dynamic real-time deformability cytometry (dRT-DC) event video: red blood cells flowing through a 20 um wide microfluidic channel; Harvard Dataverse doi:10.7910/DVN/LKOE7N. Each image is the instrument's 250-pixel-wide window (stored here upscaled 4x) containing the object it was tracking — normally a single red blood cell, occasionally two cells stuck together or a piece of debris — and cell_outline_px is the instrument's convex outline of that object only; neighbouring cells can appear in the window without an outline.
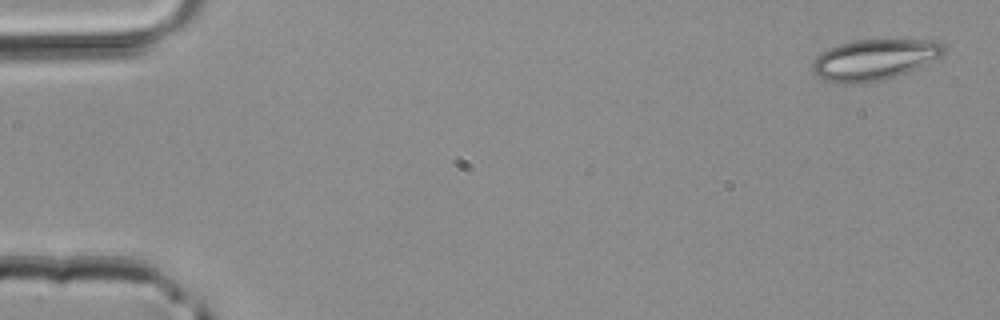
{"species": "common noctule bat (a hibernating species)", "species_latin": "Nyctalus noctula", "temperature_condition": "room temperature", "stored_images_in_passage": 44, "camera_frame_rate_fps": 3000, "um_per_image_px": 0.085, "animal": {"sex": "male", "body_mass_g": 20.4}, "frame": {"image": 1, "passage_image": 1, "time_ms": 0.0, "image_size_px": [1000, 320], "cell_outline_px": [[948, 48], [940, 56], [908, 72], [884, 80], [852, 84], [836, 84], [816, 76], [812, 72], [812, 60], [816, 56], [828, 48], [852, 40], [936, 40], [944, 44]], "centroid_in_image_um": [74.28, 5.08], "position_along_channel_um": 10.7, "area_um2": 31.5}}
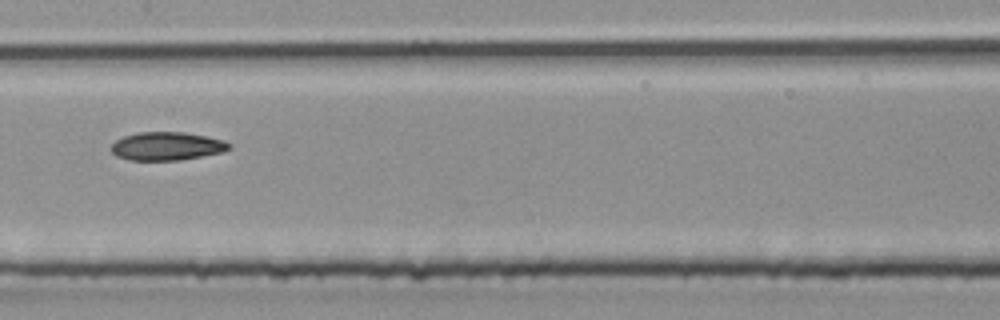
{"frame": {"image": 2, "passage_image": 22, "time_ms": 7.0, "image_size_px": [1000, 320], "cell_outline_px": [[232, 148], [220, 152], [180, 160], [128, 160], [116, 156], [108, 148], [116, 140], [124, 136], [140, 132], [184, 132], [224, 140]], "centroid_in_image_um": [14.12, 12.42], "position_along_channel_um": 193.3, "area_um2": 19.31}}
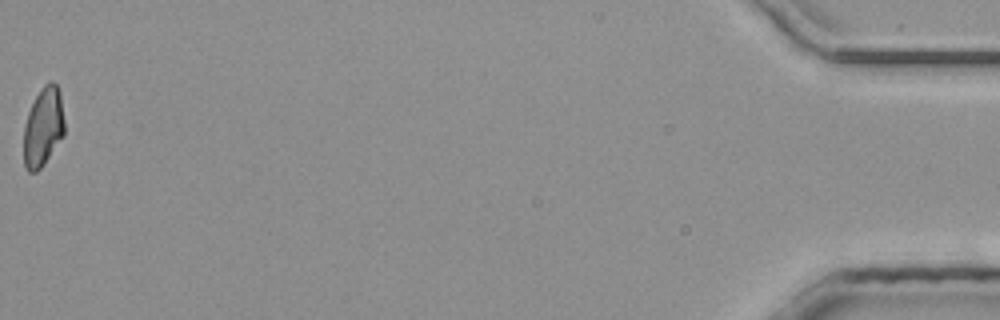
{"frame": {"image": 3, "passage_image": 44, "time_ms": 14.333, "image_size_px": [1000, 320], "cell_outline_px": [[64, 136], [44, 164], [36, 172], [28, 172], [24, 168], [24, 124], [28, 112], [40, 88], [44, 84], [52, 80], [56, 84], [60, 92], [64, 120]], "centroid_in_image_um": [3.67, 10.8], "position_along_channel_um": 431.5, "area_um2": 18.96}}